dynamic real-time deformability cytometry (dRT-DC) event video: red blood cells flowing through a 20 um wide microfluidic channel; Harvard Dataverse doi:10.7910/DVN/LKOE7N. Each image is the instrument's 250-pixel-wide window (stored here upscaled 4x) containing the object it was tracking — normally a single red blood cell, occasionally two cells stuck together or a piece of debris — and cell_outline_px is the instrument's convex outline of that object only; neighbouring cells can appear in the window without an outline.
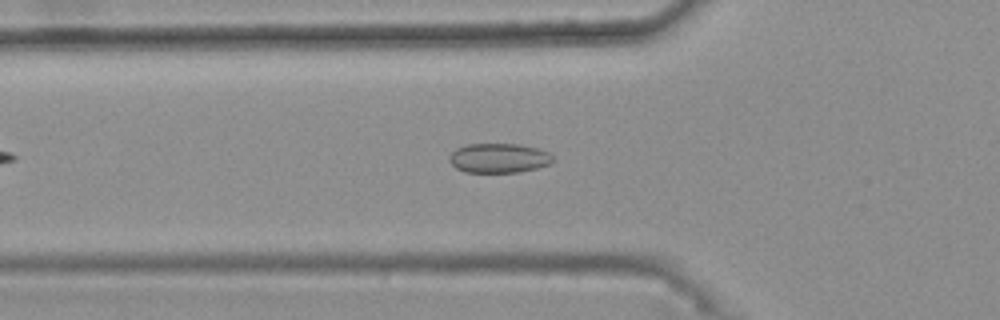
{"species": "common noctule bat (a hibernating species)", "species_latin": "Nyctalus noctula", "temperature_condition": "warm", "stored_images_in_passage": 33, "camera_frame_rate_fps": 3000, "um_per_image_px": 0.085, "animal": {"sex": "female", "body_mass_g": 25.1}, "frame": {"image": 1, "passage_image": 10, "time_ms": 3.0, "image_size_px": [1000, 320], "cell_outline_px": [[556, 160], [548, 164], [536, 168], [520, 172], [464, 172], [456, 168], [448, 160], [448, 156], [456, 148], [468, 144], [516, 144], [536, 148], [548, 152]], "centroid_in_image_um": [42.38, 13.44], "position_along_channel_um": 83.4, "area_um2": 17.8}}
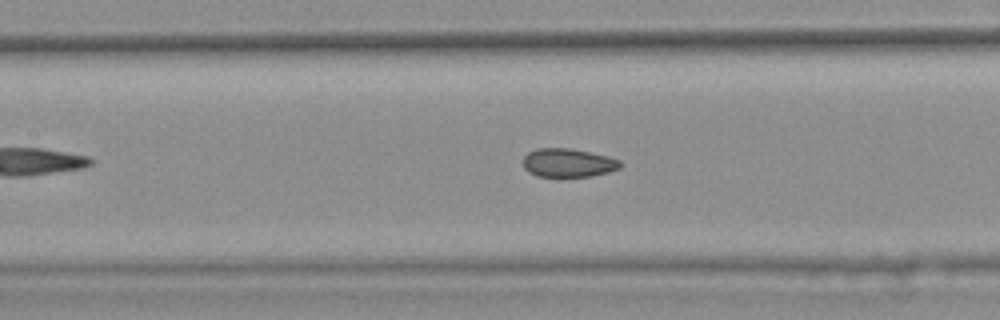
{"frame": {"image": 2, "passage_image": 16, "time_ms": 5.0, "image_size_px": [1000, 320], "cell_outline_px": [[620, 168], [608, 172], [592, 176], [536, 176], [528, 172], [524, 168], [524, 156], [528, 152], [536, 148], [568, 148], [608, 156], [620, 160]], "centroid_in_image_um": [48.27, 13.83], "position_along_channel_um": 159.1, "area_um2": 16.07}}
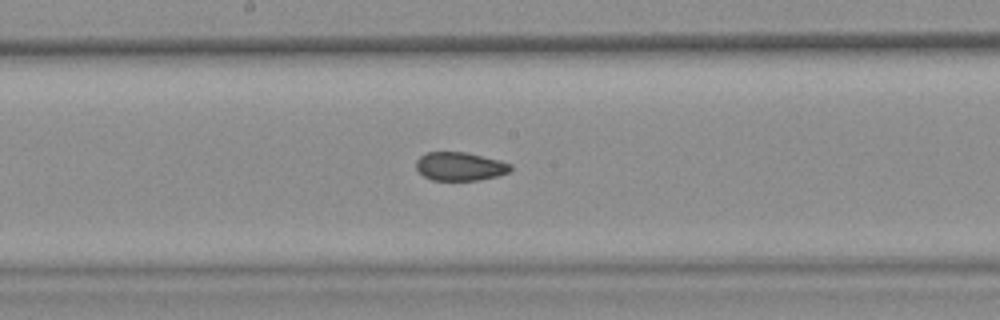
{"frame": {"image": 3, "passage_image": 20, "time_ms": 6.333, "image_size_px": [1000, 320], "cell_outline_px": [[512, 168], [508, 172], [496, 176], [480, 180], [432, 180], [424, 176], [416, 168], [416, 160], [420, 156], [428, 152], [464, 152], [500, 160], [512, 164]], "centroid_in_image_um": [39.09, 14.14], "position_along_channel_um": 209.1, "area_um2": 15.61}, "authors_computed_cell_mechanics": {"area_um2": 16.6464, "velocity_mm_per_s": 3.7619, "shape_relaxation_time_tau1_ms": null, "shape_relaxation_time_tau2_ms": 2.3262, "deformation_change_tau1": null, "deformation_change_tau2": 0.0522}}